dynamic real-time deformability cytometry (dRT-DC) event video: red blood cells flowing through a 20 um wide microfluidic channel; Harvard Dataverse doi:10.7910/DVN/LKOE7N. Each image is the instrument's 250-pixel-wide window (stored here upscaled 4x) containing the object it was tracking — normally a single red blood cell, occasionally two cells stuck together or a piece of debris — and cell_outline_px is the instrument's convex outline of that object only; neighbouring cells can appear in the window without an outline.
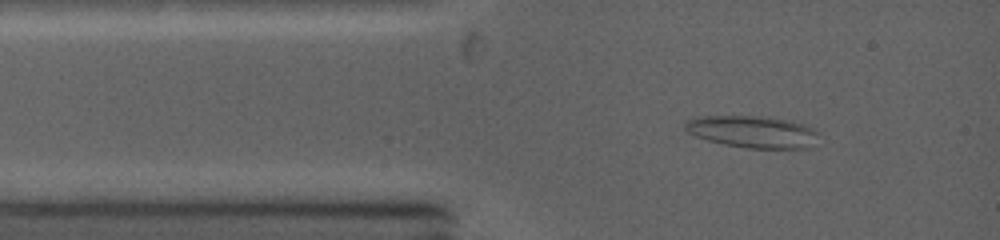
{"species": "common noctule bat (a hibernating species)", "species_latin": "Nyctalus noctula", "temperature_condition": "warm", "stored_images_in_passage": 4, "camera_frame_rate_fps": 5000, "um_per_image_px": 0.085, "animal": {"sex": "female", "body_mass_g": 19.0, "forearm_length_mm": 53.3}, "frame": {"image": 1, "passage_image": 2, "time_ms": 0.8, "image_size_px": [1000, 240], "cell_outline_px": [[816, 132], [812, 148], [748, 148], [724, 144], [708, 140], [696, 136], [688, 132], [684, 128], [684, 120], [692, 116], [772, 116], [792, 120], [804, 124], [812, 128]], "centroid_in_image_um": [63.92, 11.17], "position_along_channel_um": 21.1, "area_um2": 25.14}}